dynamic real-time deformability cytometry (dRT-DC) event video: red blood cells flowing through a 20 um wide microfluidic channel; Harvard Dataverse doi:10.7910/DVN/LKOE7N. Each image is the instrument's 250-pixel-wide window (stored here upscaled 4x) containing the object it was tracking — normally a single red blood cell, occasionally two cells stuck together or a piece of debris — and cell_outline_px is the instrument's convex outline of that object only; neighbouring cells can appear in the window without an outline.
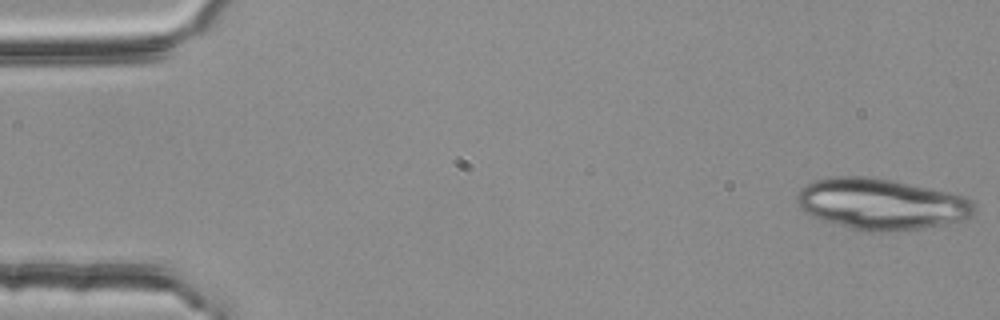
{"species": "common noctule bat (a hibernating species)", "species_latin": "Nyctalus noctula", "temperature_condition": "room temperature", "stored_images_in_passage": 4, "camera_frame_rate_fps": 3000, "um_per_image_px": 0.085, "animal": {"sex": "female", "body_mass_g": 25.1}, "frame": {"image": 1, "passage_image": 1, "time_ms": 0.0, "image_size_px": [1000, 320], "cell_outline_px": [[976, 212], [972, 216], [964, 220], [944, 224], [920, 228], [888, 232], [864, 232], [824, 220], [812, 216], [804, 212], [796, 204], [796, 196], [800, 188], [804, 184], [812, 180], [832, 176], [868, 176], [896, 180], [948, 192], [964, 196], [972, 200], [976, 204]], "centroid_in_image_um": [74.89, 17.33], "position_along_channel_um": 10.1, "area_um2": 53.52}}